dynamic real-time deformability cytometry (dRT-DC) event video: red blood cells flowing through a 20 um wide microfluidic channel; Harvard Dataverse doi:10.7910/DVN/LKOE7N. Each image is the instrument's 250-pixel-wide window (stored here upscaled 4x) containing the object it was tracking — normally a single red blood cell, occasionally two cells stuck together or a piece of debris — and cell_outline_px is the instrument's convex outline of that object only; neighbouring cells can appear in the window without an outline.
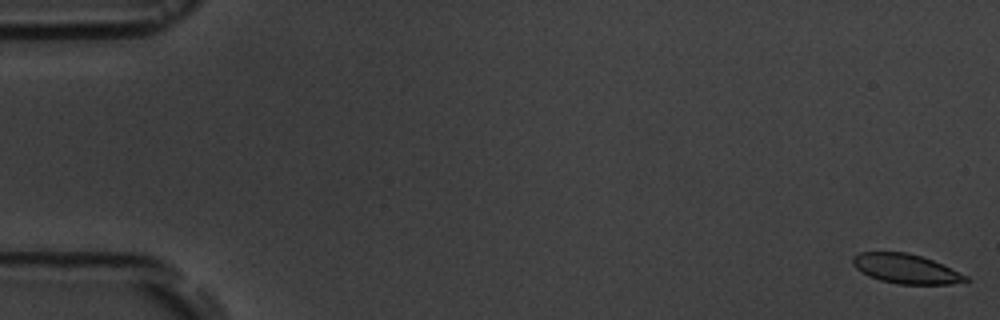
{"species": "common noctule bat (a hibernating species)", "species_latin": "Nyctalus noctula", "temperature_condition": "room temperature", "stored_images_in_passage": 7, "camera_frame_rate_fps": 3000, "um_per_image_px": 0.085, "animal": {"sex": "male", "body_mass_g": 19.5, "forearm_length_mm": 54.6}, "frame": {"image": 1, "passage_image": 1, "time_ms": 0.0, "image_size_px": [1000, 320], "cell_outline_px": [[972, 280], [948, 284], [896, 284], [880, 280], [868, 276], [860, 272], [852, 264], [852, 256], [860, 252], [908, 252], [932, 260], [968, 276]], "centroid_in_image_um": [76.96, 22.85], "position_along_channel_um": 8.0, "area_um2": 19.42}}
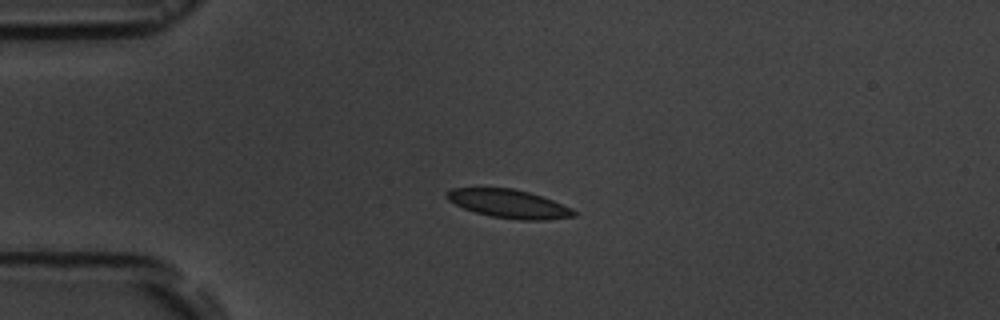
{"frame": {"image": 2, "passage_image": 5, "time_ms": 4.333, "image_size_px": [1000, 320], "cell_outline_px": [[576, 216], [548, 220], [520, 220], [492, 216], [476, 212], [464, 208], [448, 200], [444, 196], [444, 192], [452, 188], [512, 188], [528, 192], [552, 200], [572, 208], [576, 212]], "centroid_in_image_um": [43.24, 17.32], "position_along_channel_um": 41.8, "area_um2": 20.98}}
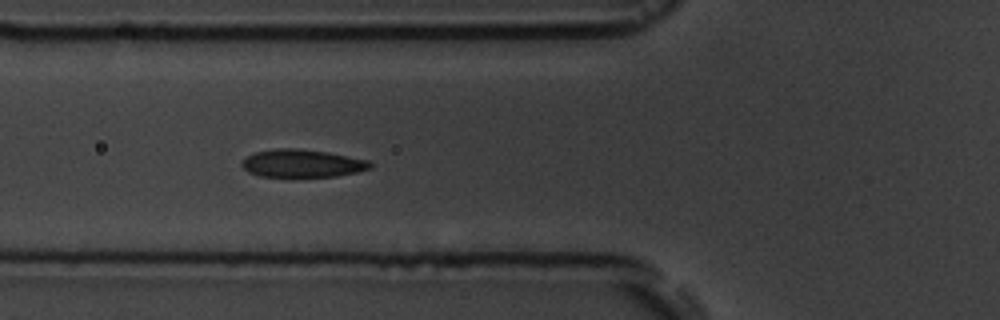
{"frame": {"image": 3, "passage_image": 7, "time_ms": 6.667, "image_size_px": [1000, 320], "cell_outline_px": [[372, 168], [356, 172], [336, 176], [260, 176], [248, 172], [240, 164], [244, 156], [256, 152], [276, 148], [300, 148], [328, 152], [368, 160], [372, 164]], "centroid_in_image_um": [25.66, 13.87], "position_along_channel_um": 100.1, "area_um2": 20.81}}